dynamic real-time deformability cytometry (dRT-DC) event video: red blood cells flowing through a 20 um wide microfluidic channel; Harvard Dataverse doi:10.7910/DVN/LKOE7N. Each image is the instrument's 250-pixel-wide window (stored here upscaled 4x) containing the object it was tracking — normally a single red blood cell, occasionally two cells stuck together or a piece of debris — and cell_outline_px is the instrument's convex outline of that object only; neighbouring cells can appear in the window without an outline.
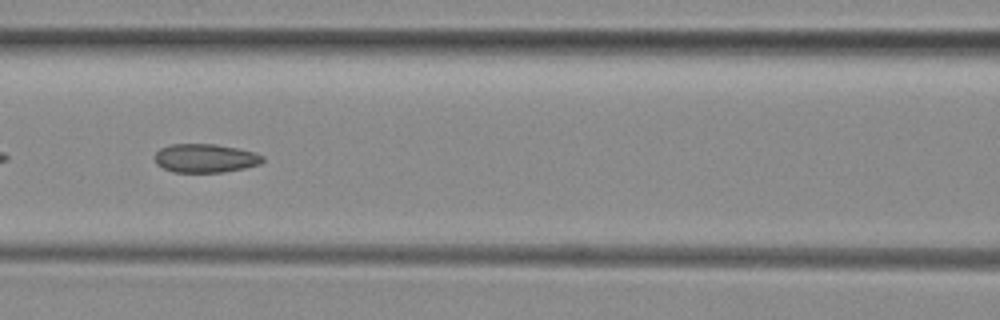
{"species": "common noctule bat (a hibernating species)", "species_latin": "Nyctalus noctula", "temperature_condition": "room temperature", "stored_images_in_passage": 51, "camera_frame_rate_fps": 3000, "um_per_image_px": 0.085, "animal": {"sex": "female", "body_mass_g": 29.2, "forearm_length_mm": 56.3}, "frame": {"image": 1, "passage_image": 22, "time_ms": 7.0, "image_size_px": [1000, 320], "cell_outline_px": [[264, 160], [260, 164], [244, 168], [224, 172], [172, 172], [156, 164], [156, 152], [160, 148], [172, 144], [216, 144], [256, 152], [264, 156]], "centroid_in_image_um": [17.47, 13.45], "position_along_channel_um": 149.1, "area_um2": 18.03}}
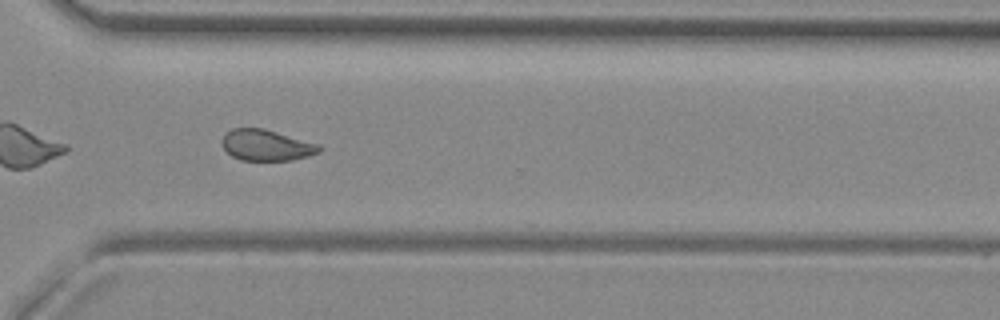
{"frame": {"image": 2, "passage_image": 37, "time_ms": 12.0, "image_size_px": [1000, 320], "cell_outline_px": [[324, 148], [320, 152], [308, 156], [292, 160], [240, 160], [232, 156], [220, 144], [220, 140], [224, 132], [232, 128], [264, 128], [320, 144]], "centroid_in_image_um": [22.63, 12.33], "position_along_channel_um": 348.0, "area_um2": 17.92}, "authors_computed_cell_mechanics": {"area_um2": 19.0162, "velocity_mm_per_s": 3.9845, "shape_relaxation_time_tau1_ms": null, "shape_relaxation_time_tau2_ms": 1.4416, "deformation_change_tau1": null, "deformation_change_tau2": 0.0657}}